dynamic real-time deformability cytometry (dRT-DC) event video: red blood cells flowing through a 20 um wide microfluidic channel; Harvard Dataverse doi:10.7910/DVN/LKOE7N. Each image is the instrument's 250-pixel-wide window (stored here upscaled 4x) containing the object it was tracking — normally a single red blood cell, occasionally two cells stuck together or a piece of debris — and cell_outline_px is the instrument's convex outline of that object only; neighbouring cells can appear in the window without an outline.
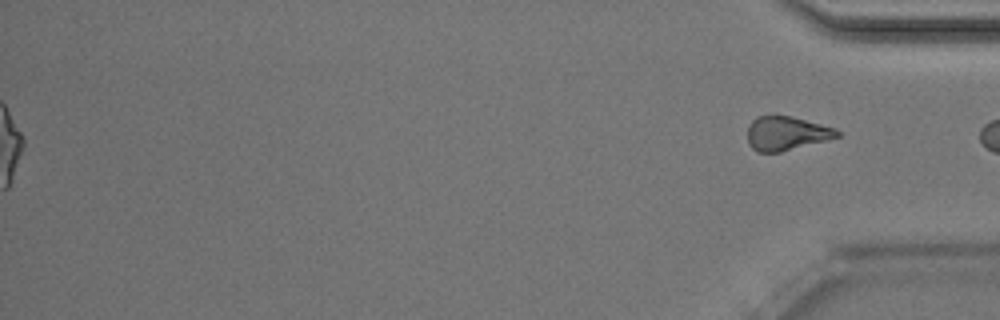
{"species": "Egyptian fruit bat (a non-hibernating species)", "species_latin": "Rousettus aegyptiacus", "temperature_condition": "room temperature", "stored_images_in_passage": 52, "segment_of_instrument_passage": [2, 2], "camera_frame_rate_fps": 3000, "um_per_image_px": 0.085, "animal": {"sex": "male"}, "frame": {"image": 1, "passage_image": 52, "time_ms": 17.0, "image_size_px": [1000, 320], "cell_outline_px": [[840, 136], [828, 140], [780, 152], [756, 152], [748, 144], [748, 124], [756, 116], [776, 112], [792, 116], [836, 128], [840, 132]], "centroid_in_image_um": [66.81, 11.29], "position_along_channel_um": 368.4, "area_um2": 18.38}}